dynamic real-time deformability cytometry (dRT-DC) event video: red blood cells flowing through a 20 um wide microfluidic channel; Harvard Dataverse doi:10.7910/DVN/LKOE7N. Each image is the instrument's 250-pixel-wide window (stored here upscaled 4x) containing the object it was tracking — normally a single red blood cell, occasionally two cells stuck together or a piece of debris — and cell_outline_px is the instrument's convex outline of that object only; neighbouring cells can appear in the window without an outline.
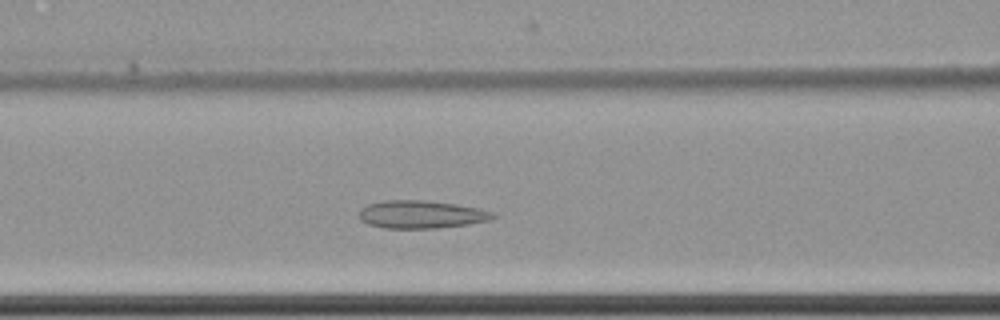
{"species": "common noctule bat (a hibernating species)", "species_latin": "Nyctalus noctula", "temperature_condition": "cold", "stored_images_in_passage": 51, "camera_frame_rate_fps": 3000, "um_per_image_px": 0.085, "animal": {"sex": "female", "body_mass_g": 22.7, "forearm_length_mm": 54.2}, "frame": {"image": 1, "passage_image": 17, "time_ms": 5.333, "image_size_px": [1000, 320], "cell_outline_px": [[496, 216], [492, 220], [468, 224], [436, 228], [384, 228], [368, 224], [360, 220], [360, 208], [368, 204], [384, 200], [424, 200], [456, 204], [496, 212]], "centroid_in_image_um": [35.81, 18.22], "position_along_channel_um": 130.8, "area_um2": 21.79}}
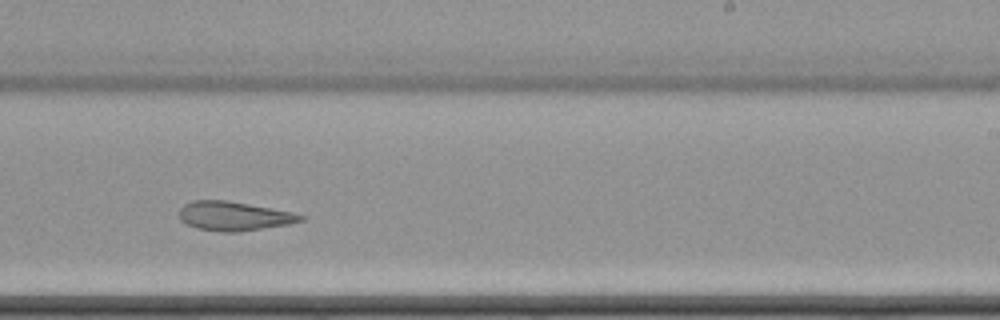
{"frame": {"image": 2, "passage_image": 29, "time_ms": 9.333, "image_size_px": [1000, 320], "cell_outline_px": [[304, 220], [292, 224], [236, 232], [224, 232], [196, 228], [180, 220], [180, 208], [184, 204], [192, 200], [228, 200], [292, 212], [304, 216]], "centroid_in_image_um": [19.89, 18.36], "position_along_channel_um": 269.1, "area_um2": 20.58}}
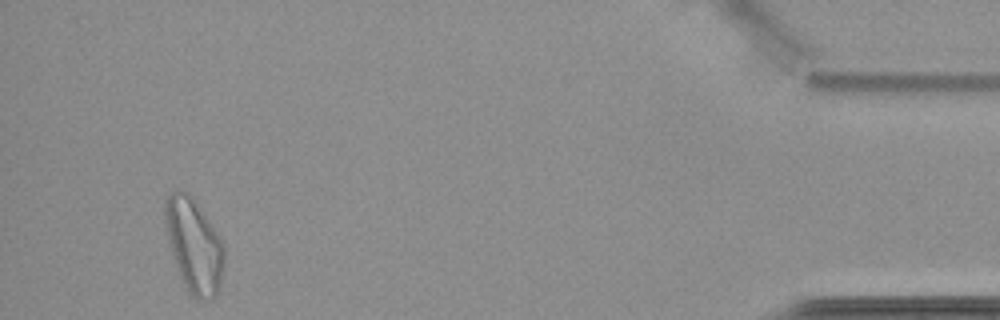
{"frame": {"image": 3, "passage_image": 48, "time_ms": 15.667, "image_size_px": [1000, 320], "cell_outline_px": [[224, 268], [220, 288], [216, 296], [212, 300], [200, 300], [192, 296], [188, 292], [180, 276], [172, 256], [164, 224], [164, 204], [168, 192], [176, 188], [188, 192], [192, 196], [220, 236], [224, 244]], "centroid_in_image_um": [16.48, 20.85], "position_along_channel_um": 418.7, "area_um2": 33.06}, "authors_computed_cell_mechanics": {"area_um2": 23.409, "velocity_mm_per_s": 3.4656, "shape_relaxation_time_tau1_ms": null, "shape_relaxation_time_tau2_ms": 2.8935, "deformation_change_tau1": null, "deformation_change_tau2": 0.0732}}